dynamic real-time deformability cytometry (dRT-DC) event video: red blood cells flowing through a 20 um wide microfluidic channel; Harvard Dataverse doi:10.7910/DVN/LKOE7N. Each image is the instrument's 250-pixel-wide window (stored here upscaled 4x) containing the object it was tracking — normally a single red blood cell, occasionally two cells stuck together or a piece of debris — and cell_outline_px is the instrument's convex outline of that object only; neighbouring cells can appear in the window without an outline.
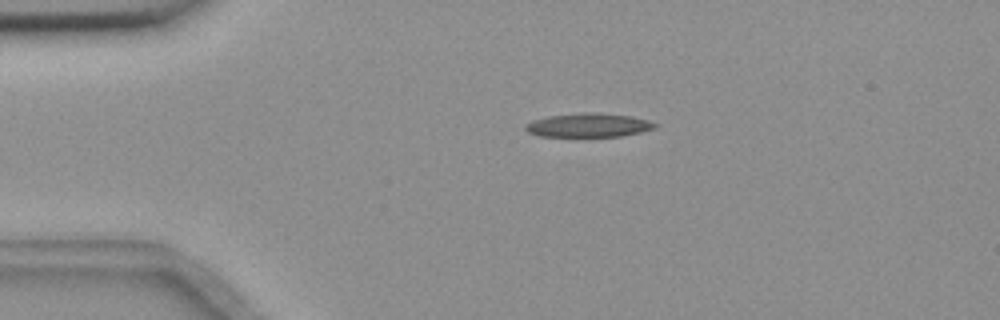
{"species": "common noctule bat (a hibernating species)", "species_latin": "Nyctalus noctula", "temperature_condition": "room temperature", "stored_images_in_passage": 8, "camera_frame_rate_fps": 3000, "um_per_image_px": 0.085, "animal": {"sex": "female", "body_mass_g": 18.4}, "frame": {"image": 1, "passage_image": 2, "time_ms": 0.333, "image_size_px": [1000, 320], "cell_outline_px": [[660, 124], [656, 128], [640, 132], [620, 136], [588, 140], [572, 140], [540, 136], [528, 132], [524, 128], [524, 124], [532, 120], [548, 116], [584, 112], [592, 112], [632, 116], [648, 120]], "centroid_in_image_um": [49.98, 10.71], "position_along_channel_um": 35.0, "area_um2": 19.42}}
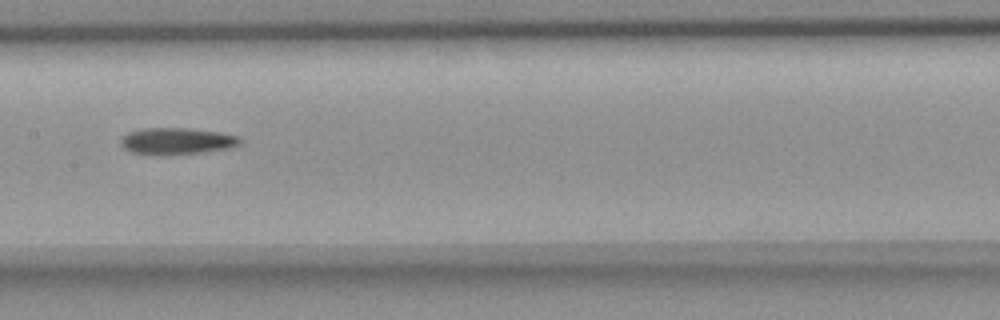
{"frame": {"image": 2, "passage_image": 6, "time_ms": 1.667, "image_size_px": [1000, 320], "cell_outline_px": [[240, 144], [228, 148], [200, 152], [160, 156], [132, 152], [124, 148], [120, 144], [120, 140], [128, 132], [144, 128], [184, 128], [220, 132], [236, 136], [240, 140]], "centroid_in_image_um": [14.97, 12.0], "position_along_channel_um": 192.4, "area_um2": 18.38}}
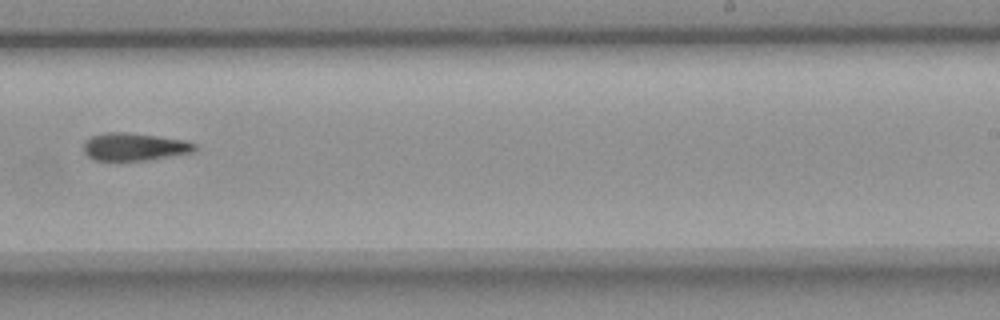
{"frame": {"image": 3, "passage_image": 8, "time_ms": 2.333, "image_size_px": [1000, 320], "cell_outline_px": [[196, 148], [192, 152], [172, 156], [148, 160], [96, 160], [88, 156], [84, 152], [84, 140], [92, 136], [104, 132], [124, 132], [156, 136], [184, 140], [196, 144]], "centroid_in_image_um": [11.4, 12.47], "position_along_channel_um": 277.6, "area_um2": 17.8}}